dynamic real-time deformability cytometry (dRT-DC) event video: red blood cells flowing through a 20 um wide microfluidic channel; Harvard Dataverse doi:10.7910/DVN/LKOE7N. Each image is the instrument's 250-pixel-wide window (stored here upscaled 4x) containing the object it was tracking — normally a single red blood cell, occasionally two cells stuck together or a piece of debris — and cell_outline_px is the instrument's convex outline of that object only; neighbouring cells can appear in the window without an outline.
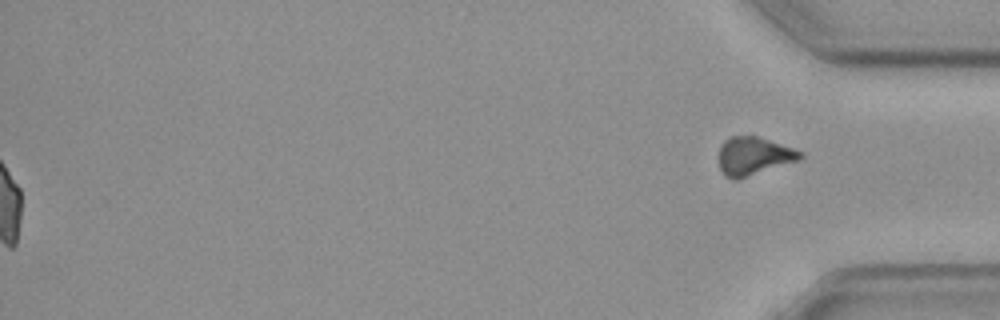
{"species": "common noctule bat (a hibernating species)", "species_latin": "Nyctalus noctula", "temperature_condition": "cold", "stored_images_in_passage": 59, "segment_of_instrument_passage": [2, 2], "camera_frame_rate_fps": 3000, "um_per_image_px": 0.085, "animal": {"sex": "female", "body_mass_g": 19.3, "forearm_length_mm": 54.1}, "frame": {"image": 1, "passage_image": 59, "time_ms": 19.333, "image_size_px": [1000, 320], "cell_outline_px": [[804, 156], [800, 160], [736, 180], [732, 180], [724, 176], [720, 168], [716, 156], [720, 144], [724, 140], [732, 136], [756, 136], [792, 148], [800, 152]], "centroid_in_image_um": [63.98, 13.28], "position_along_channel_um": 371.2, "area_um2": 18.26}}